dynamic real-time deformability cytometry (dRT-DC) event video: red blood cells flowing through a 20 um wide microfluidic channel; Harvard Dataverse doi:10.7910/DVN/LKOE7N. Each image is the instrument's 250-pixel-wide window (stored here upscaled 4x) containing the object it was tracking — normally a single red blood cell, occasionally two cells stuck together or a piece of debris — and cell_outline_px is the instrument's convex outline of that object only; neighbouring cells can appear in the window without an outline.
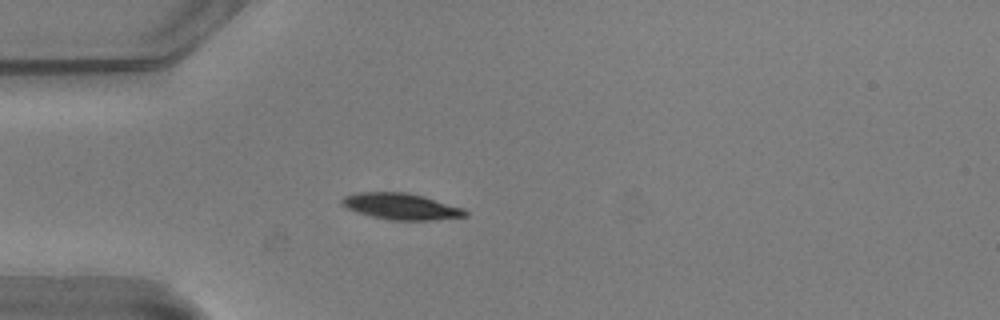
{"species": "common noctule bat (a hibernating species)", "species_latin": "Nyctalus noctula", "temperature_condition": "warm", "stored_images_in_passage": 41, "camera_frame_rate_fps": 3000, "um_per_image_px": 0.085, "animal": {"sex": "male", "body_mass_g": 20.5, "forearm_length_mm": 52.5}, "frame": {"image": 1, "passage_image": 1, "time_ms": 0.0, "image_size_px": [1000, 320], "cell_outline_px": [[468, 216], [432, 220], [392, 220], [372, 216], [348, 208], [340, 204], [340, 200], [344, 196], [356, 192], [408, 192], [424, 196], [464, 208], [468, 212]], "centroid_in_image_um": [34.12, 17.53], "position_along_channel_um": 50.9, "area_um2": 18.9}}
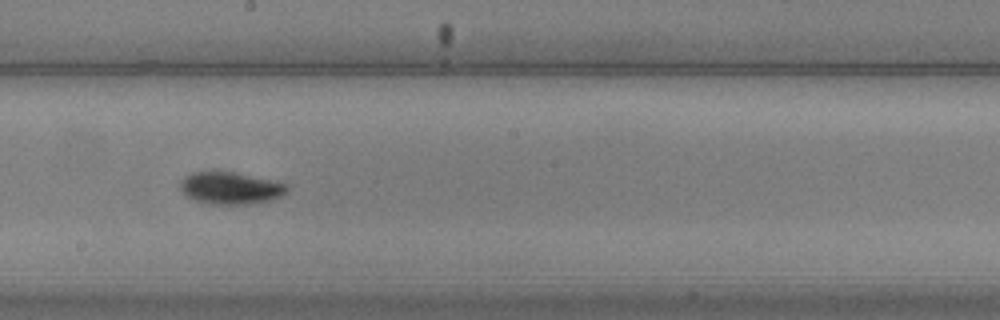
{"frame": {"image": 2, "passage_image": 16, "time_ms": 5.0, "image_size_px": [1000, 320], "cell_outline_px": [[288, 192], [284, 196], [272, 200], [252, 204], [208, 204], [192, 200], [184, 196], [180, 188], [180, 180], [184, 176], [192, 172], [236, 172], [288, 184]], "centroid_in_image_um": [19.59, 16.0], "position_along_channel_um": 228.6, "area_um2": 20.4}}
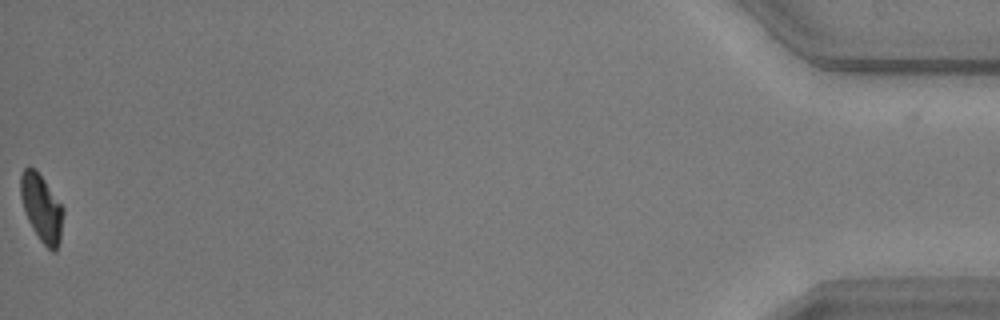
{"frame": {"image": 3, "passage_image": 40, "time_ms": 13.0, "image_size_px": [1000, 320], "cell_outline_px": [[64, 212], [60, 240], [56, 252], [52, 252], [40, 240], [32, 228], [24, 212], [20, 196], [20, 176], [24, 168], [28, 164], [36, 168], [64, 208]], "centroid_in_image_um": [3.52, 17.65], "position_along_channel_um": 431.7, "area_um2": 16.99}, "authors_computed_cell_mechanics": {"area_um2": 18.5538, "velocity_mm_per_s": 3.7576, "shape_relaxation_time_tau1_ms": 1.7152, "shape_relaxation_time_tau2_ms": 5.851, "deformation_change_tau1": 0.1345, "deformation_change_tau2": 0.0589}}